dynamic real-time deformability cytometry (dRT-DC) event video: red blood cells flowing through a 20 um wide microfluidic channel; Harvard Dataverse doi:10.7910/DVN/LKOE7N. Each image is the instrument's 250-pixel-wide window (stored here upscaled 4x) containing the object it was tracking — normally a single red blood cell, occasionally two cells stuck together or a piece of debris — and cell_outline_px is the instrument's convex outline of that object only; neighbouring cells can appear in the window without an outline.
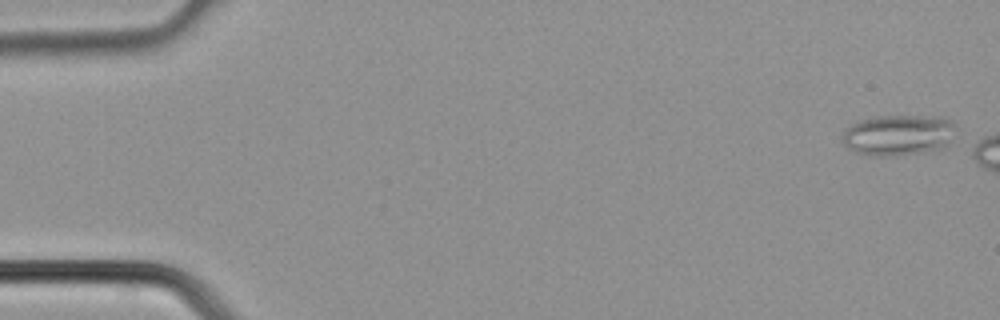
{"species": "common noctule bat (a hibernating species)", "species_latin": "Nyctalus noctula", "temperature_condition": "cold", "stored_images_in_passage": 5, "camera_frame_rate_fps": 3000, "um_per_image_px": 0.085, "animal": {"sex": "male", "body_mass_g": 21.5, "forearm_length_mm": 52.0}, "frame": {"image": 1, "passage_image": 1, "time_ms": 0.0, "image_size_px": [1000, 320], "cell_outline_px": [[956, 124], [948, 144], [944, 148], [892, 156], [868, 156], [848, 148], [840, 140], [844, 128], [856, 120], [872, 116], [944, 116], [952, 120]], "centroid_in_image_um": [76.31, 11.45], "position_along_channel_um": 8.7, "area_um2": 27.46}}